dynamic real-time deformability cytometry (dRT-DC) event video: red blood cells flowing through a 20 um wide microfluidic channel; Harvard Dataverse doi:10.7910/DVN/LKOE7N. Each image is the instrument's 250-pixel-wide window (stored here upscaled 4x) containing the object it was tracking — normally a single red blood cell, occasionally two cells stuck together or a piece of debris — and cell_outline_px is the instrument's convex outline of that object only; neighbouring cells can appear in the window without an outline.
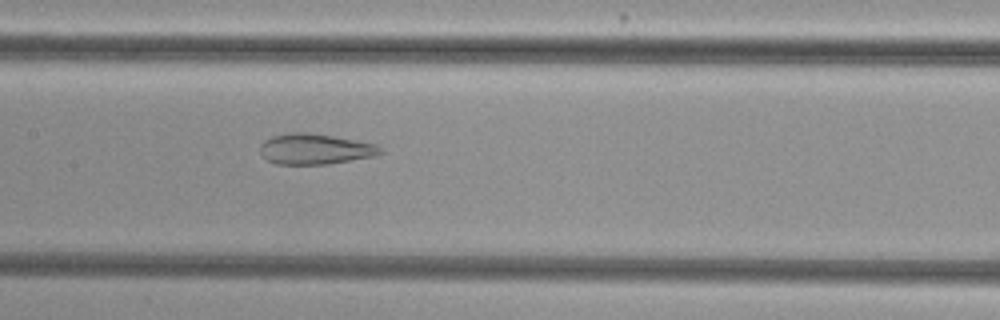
{"species": "common noctule bat (a hibernating species)", "species_latin": "Nyctalus noctula", "temperature_condition": "cold", "stored_images_in_passage": 33, "camera_frame_rate_fps": 3000, "um_per_image_px": 0.085, "animal": {"sex": "female", "body_mass_g": 29.2, "forearm_length_mm": 56.3}, "frame": {"image": 1, "passage_image": 16, "time_ms": 5.0, "image_size_px": [1000, 320], "cell_outline_px": [[384, 152], [376, 156], [328, 164], [276, 164], [268, 160], [260, 152], [260, 144], [264, 140], [272, 136], [288, 132], [308, 132], [356, 140], [376, 144]], "centroid_in_image_um": [26.78, 12.66], "position_along_channel_um": 180.6, "area_um2": 21.5}}
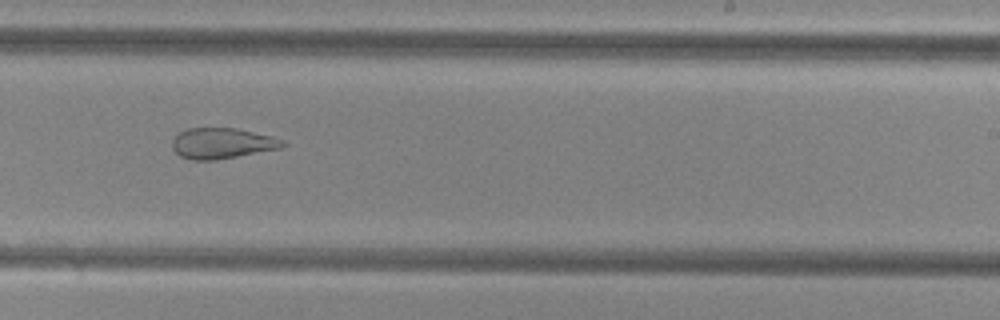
{"frame": {"image": 2, "passage_image": 23, "time_ms": 7.333, "image_size_px": [1000, 320], "cell_outline_px": [[288, 144], [280, 148], [216, 160], [192, 160], [180, 156], [172, 148], [172, 140], [180, 132], [188, 128], [236, 128], [272, 136], [284, 140]], "centroid_in_image_um": [18.88, 12.18], "position_along_channel_um": 270.1, "area_um2": 19.71}}
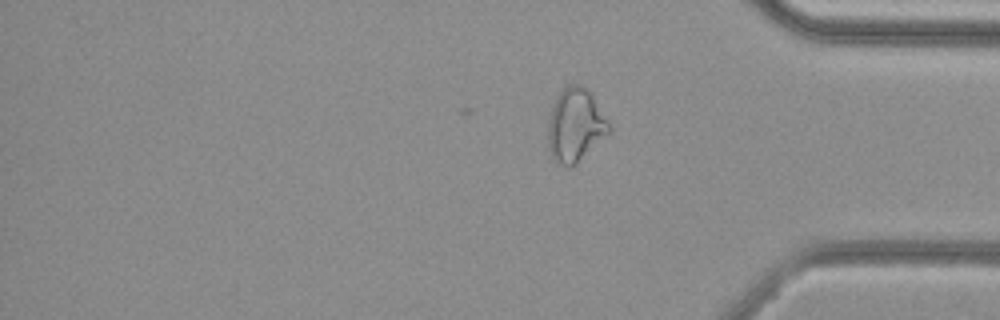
{"frame": {"image": 3, "passage_image": 33, "time_ms": 10.667, "image_size_px": [1000, 320], "cell_outline_px": [[612, 132], [572, 168], [568, 168], [556, 164], [548, 148], [548, 124], [552, 104], [556, 96], [568, 84], [580, 84], [588, 88], [612, 124]], "centroid_in_image_um": [48.94, 10.66], "position_along_channel_um": 386.3, "area_um2": 26.99}, "authors_computed_cell_mechanics": {"area_um2": 22.1952, "velocity_mm_per_s": 3.8475, "shape_relaxation_time_tau1_ms": null, "shape_relaxation_time_tau2_ms": 1.8705, "deformation_change_tau1": null, "deformation_change_tau2": 0.1015}}